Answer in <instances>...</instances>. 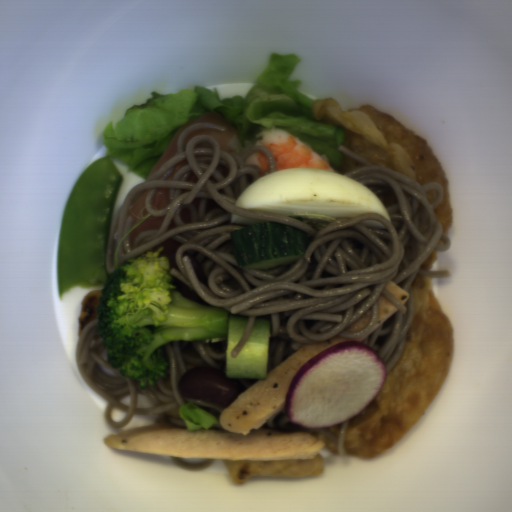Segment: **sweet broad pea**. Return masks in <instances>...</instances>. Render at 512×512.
<instances>
[{"mask_svg": "<svg viewBox=\"0 0 512 512\" xmlns=\"http://www.w3.org/2000/svg\"><path fill=\"white\" fill-rule=\"evenodd\" d=\"M123 175L109 155L96 159L73 186L57 236L56 273L60 299L79 286L104 285L113 211Z\"/></svg>", "mask_w": 512, "mask_h": 512, "instance_id": "99897ea5", "label": "sweet broad pea"}]
</instances>
